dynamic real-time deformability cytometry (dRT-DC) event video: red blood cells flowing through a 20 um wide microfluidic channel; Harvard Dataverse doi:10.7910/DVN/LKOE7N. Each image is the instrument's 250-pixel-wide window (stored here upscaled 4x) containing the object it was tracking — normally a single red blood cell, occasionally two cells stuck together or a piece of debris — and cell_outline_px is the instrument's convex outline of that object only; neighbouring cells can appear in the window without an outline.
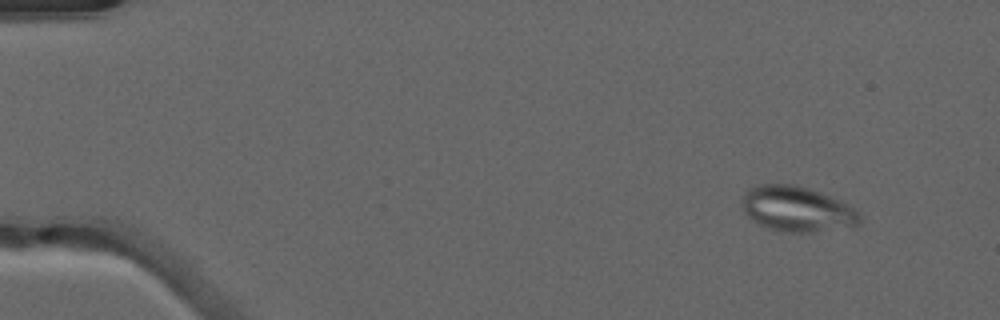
{"species": "common noctule bat (a hibernating species)", "species_latin": "Nyctalus noctula", "temperature_condition": "warm", "stored_images_in_passage": 51, "camera_frame_rate_fps": 3000, "um_per_image_px": 0.085, "animal": {"sex": "male", "forearm_length_mm": 52.5}, "frame": {"image": 1, "passage_image": 5, "time_ms": 1.333, "image_size_px": [1000, 320], "cell_outline_px": [[860, 220], [856, 224], [812, 232], [780, 232], [768, 228], [752, 220], [744, 212], [740, 200], [744, 192], [748, 188], [760, 184], [792, 184], [808, 188], [820, 192], [840, 200], [848, 204], [860, 212]], "centroid_in_image_um": [67.68, 17.74], "position_along_channel_um": 17.3, "area_um2": 30.98}}
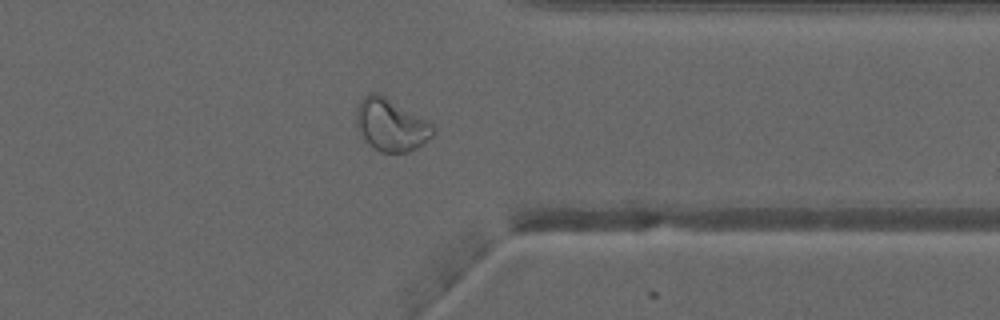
{"frame": {"image": 2, "passage_image": 41, "time_ms": 13.333, "image_size_px": [1000, 320], "cell_outline_px": [[436, 132], [432, 136], [416, 148], [408, 152], [380, 152], [372, 148], [364, 140], [356, 128], [356, 108], [360, 100], [368, 92], [376, 92], [384, 96], [428, 120], [432, 124]], "centroid_in_image_um": [33.2, 10.62], "position_along_channel_um": 378.2, "area_um2": 23.58}}
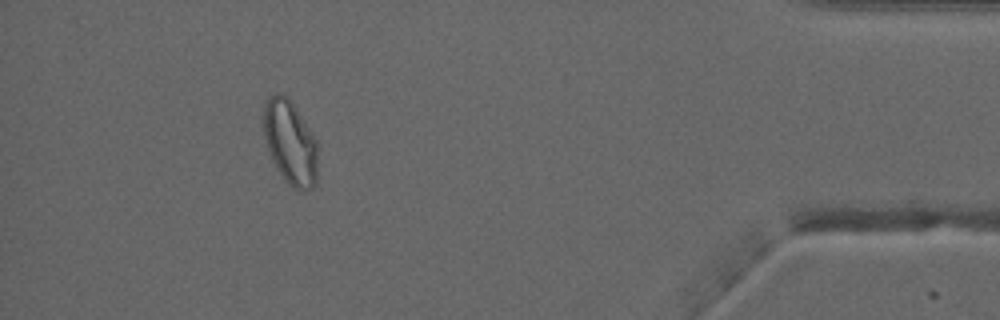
{"frame": {"image": 3, "passage_image": 47, "time_ms": 15.333, "image_size_px": [1000, 320], "cell_outline_px": [[316, 184], [312, 188], [300, 192], [292, 188], [284, 180], [276, 168], [272, 160], [264, 136], [264, 104], [268, 96], [276, 92], [288, 96], [316, 140]], "centroid_in_image_um": [24.65, 12.13], "position_along_channel_um": 410.6, "area_um2": 26.47}, "authors_computed_cell_mechanics": {"area_um2": 26.4724, "velocity_mm_per_s": 4.0488, "shape_relaxation_time_tau1_ms": null, "shape_relaxation_time_tau2_ms": 0.9896, "deformation_change_tau1": null, "deformation_change_tau2": 0.0712}}